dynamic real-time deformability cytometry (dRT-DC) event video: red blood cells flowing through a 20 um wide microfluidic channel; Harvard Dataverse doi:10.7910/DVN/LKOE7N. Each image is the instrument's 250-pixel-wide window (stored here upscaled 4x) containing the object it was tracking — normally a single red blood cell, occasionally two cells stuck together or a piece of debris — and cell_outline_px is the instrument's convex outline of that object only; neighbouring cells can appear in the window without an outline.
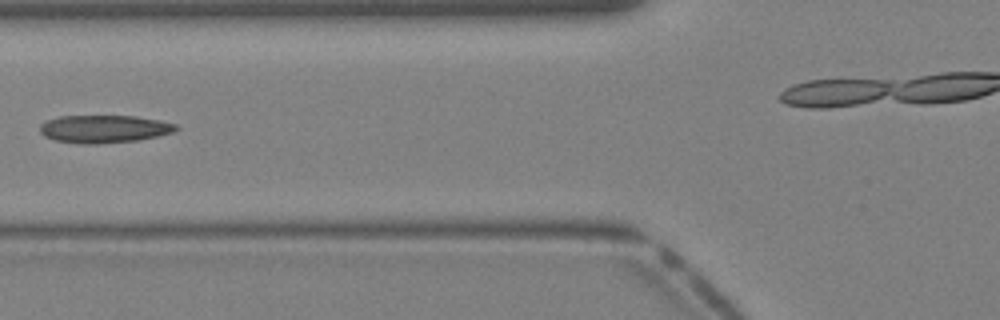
{"species": "Egyptian fruit bat (a non-hibernating species)", "species_latin": "Rousettus aegyptiacus", "temperature_condition": "warm", "stored_images_in_passage": 36, "camera_frame_rate_fps": 3000, "um_per_image_px": 0.085, "animal": {"sex": "female"}, "frame": {"image": 1, "passage_image": 16, "time_ms": 5.0, "image_size_px": [1000, 320], "cell_outline_px": [[180, 128], [172, 132], [156, 136], [136, 140], [96, 144], [80, 144], [56, 140], [44, 136], [40, 132], [40, 124], [48, 120], [60, 116], [136, 116], [160, 120], [176, 124]], "centroid_in_image_um": [8.84, 10.95], "position_along_channel_um": 117.0, "area_um2": 21.91}}